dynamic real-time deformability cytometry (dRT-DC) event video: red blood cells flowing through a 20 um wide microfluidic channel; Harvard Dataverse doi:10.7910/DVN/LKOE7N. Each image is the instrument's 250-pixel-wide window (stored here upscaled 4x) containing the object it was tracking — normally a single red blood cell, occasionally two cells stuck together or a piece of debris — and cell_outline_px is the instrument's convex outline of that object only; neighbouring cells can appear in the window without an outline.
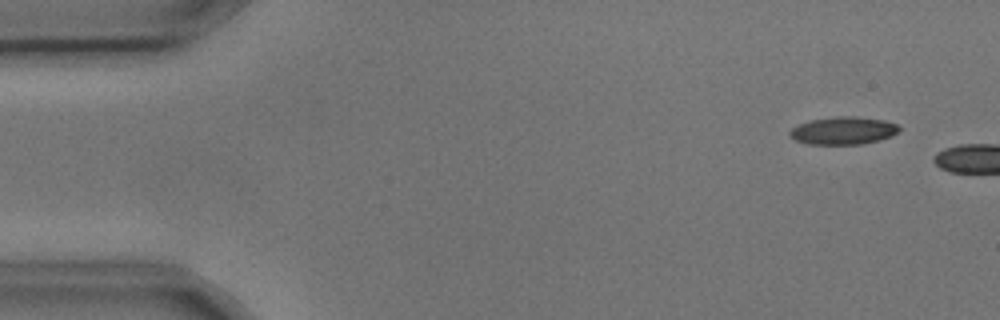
{"species": "common noctule bat (a hibernating species)", "species_latin": "Nyctalus noctula", "temperature_condition": "cold", "stored_images_in_passage": 2, "camera_frame_rate_fps": 3000, "um_per_image_px": 0.085, "animal": {"sex": "male", "body_mass_g": 17.9, "forearm_length_mm": 54.2}, "frame": {"image": 1, "passage_image": 1, "time_ms": 0.0, "image_size_px": [1000, 320], "cell_outline_px": [[900, 128], [892, 136], [880, 140], [860, 144], [808, 144], [796, 140], [788, 132], [792, 128], [800, 124], [812, 120], [836, 116], [856, 116], [884, 120], [896, 124]], "centroid_in_image_um": [71.7, 11.1], "position_along_channel_um": 13.3, "area_um2": 17.46}}